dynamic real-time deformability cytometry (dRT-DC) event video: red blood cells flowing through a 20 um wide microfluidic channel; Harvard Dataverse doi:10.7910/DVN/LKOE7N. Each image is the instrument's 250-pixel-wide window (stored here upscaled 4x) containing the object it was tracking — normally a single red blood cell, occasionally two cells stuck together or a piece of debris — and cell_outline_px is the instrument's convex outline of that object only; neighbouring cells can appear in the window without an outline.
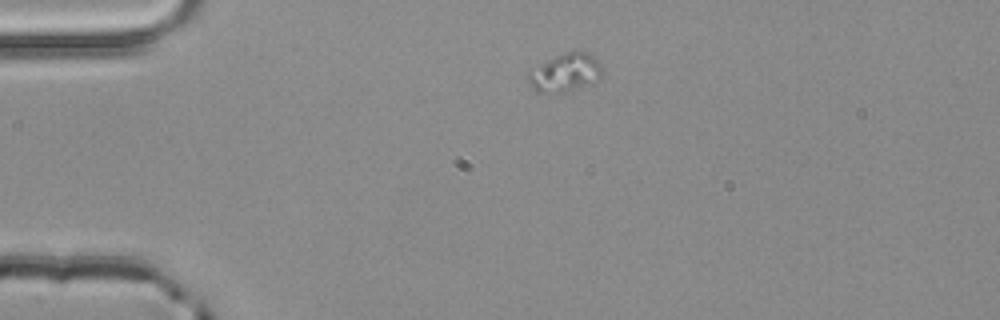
{"species": "common noctule bat (a hibernating species)", "species_latin": "Nyctalus noctula", "temperature_condition": "room temperature", "stored_images_in_passage": 2, "camera_frame_rate_fps": 3000, "um_per_image_px": 0.085, "animal": {"sex": "male", "body_mass_g": 20.4}, "frame": {"image": 1, "passage_image": 1, "time_ms": 0.0, "image_size_px": [1000, 320], "cell_outline_px": [[604, 68], [600, 76], [592, 84], [560, 92], [536, 92], [532, 88], [528, 80], [528, 68], [568, 52], [588, 52], [600, 60]], "centroid_in_image_um": [48.05, 6.16], "position_along_channel_um": 37.0, "area_um2": 16.47}}